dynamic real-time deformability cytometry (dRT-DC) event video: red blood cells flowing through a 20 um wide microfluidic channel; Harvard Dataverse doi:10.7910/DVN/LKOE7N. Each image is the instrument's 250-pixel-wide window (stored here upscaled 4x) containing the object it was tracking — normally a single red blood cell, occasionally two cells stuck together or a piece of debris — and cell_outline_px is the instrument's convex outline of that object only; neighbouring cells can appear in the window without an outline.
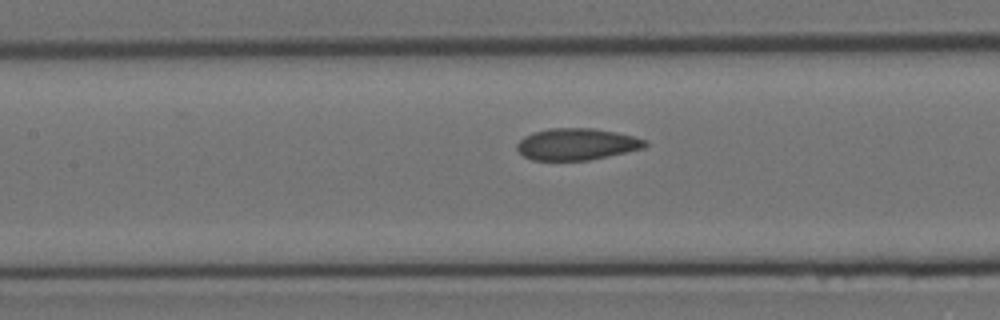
{"species": "Egyptian fruit bat (a non-hibernating species)", "species_latin": "Rousettus aegyptiacus", "temperature_condition": "room temperature", "stored_images_in_passage": 7, "segment_of_instrument_passage": [2, 2], "camera_frame_rate_fps": 3000, "um_per_image_px": 0.085, "animal": {"sex": "female"}, "frame": {"image": 1, "passage_image": 7, "time_ms": 2.0, "image_size_px": [1000, 320], "cell_outline_px": [[648, 144], [644, 148], [608, 156], [588, 160], [532, 160], [524, 156], [516, 148], [516, 144], [524, 136], [532, 132], [548, 128], [592, 128], [616, 132], [648, 140]], "centroid_in_image_um": [49.01, 12.25], "position_along_channel_um": 158.4, "area_um2": 23.7}}